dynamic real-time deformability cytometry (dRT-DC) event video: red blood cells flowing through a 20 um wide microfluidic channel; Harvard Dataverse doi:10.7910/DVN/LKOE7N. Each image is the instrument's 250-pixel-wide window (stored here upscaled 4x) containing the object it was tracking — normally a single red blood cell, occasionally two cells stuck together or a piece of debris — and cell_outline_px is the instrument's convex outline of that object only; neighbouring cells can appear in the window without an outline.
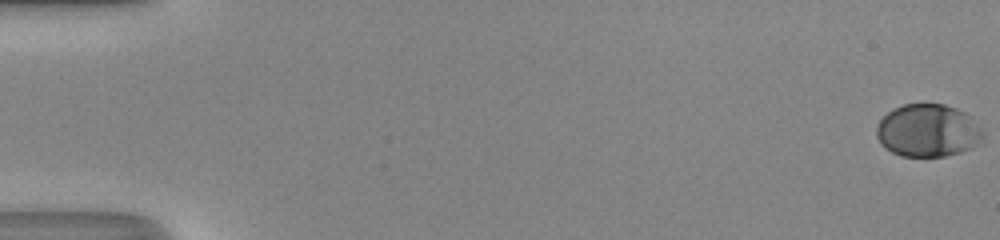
{"species": "human", "species_latin": "Homo sapiens", "temperature_condition": "room temperature", "stored_images_in_passage": 51, "camera_frame_rate_fps": 3000, "um_per_image_px": 0.085, "donor": {"sex": "male"}, "frame": {"image": 1, "passage_image": 1, "time_ms": 0.0, "image_size_px": [1000, 240], "cell_outline_px": [[984, 140], [980, 144], [972, 148], [960, 152], [944, 156], [900, 156], [884, 148], [880, 144], [876, 136], [876, 124], [892, 108], [904, 104], [944, 104], [956, 108], [964, 112], [984, 132]], "centroid_in_image_um": [78.85, 11.11], "position_along_channel_um": 6.1, "area_um2": 32.95}}
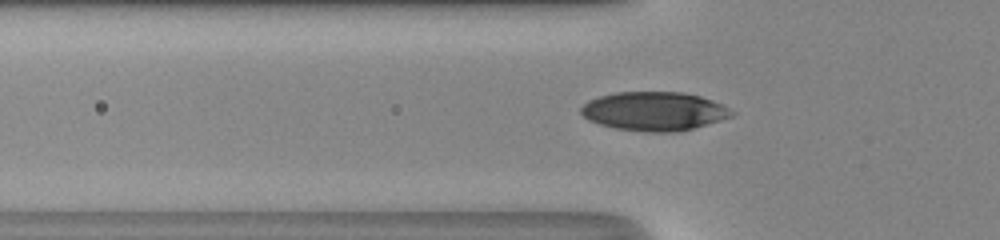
{"frame": {"image": 2, "passage_image": 19, "time_ms": 6.0, "image_size_px": [1000, 240], "cell_outline_px": [[736, 112], [732, 116], [720, 120], [692, 128], [676, 132], [648, 132], [616, 128], [600, 124], [588, 120], [580, 112], [580, 108], [588, 100], [600, 96], [616, 92], [684, 92], [700, 96], [712, 100]], "centroid_in_image_um": [55.59, 9.45], "position_along_channel_um": 70.2, "area_um2": 33.93}}
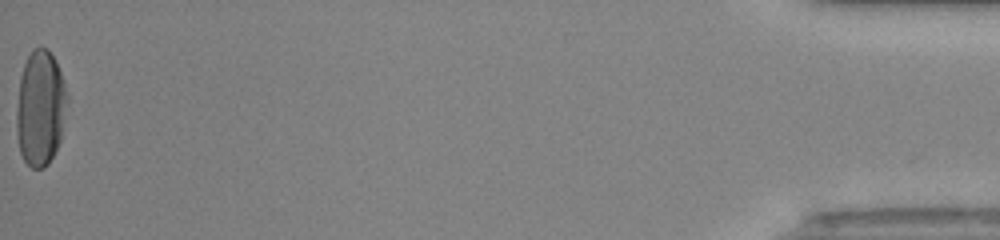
{"frame": {"image": 3, "passage_image": 51, "time_ms": 16.667, "image_size_px": [1000, 240], "cell_outline_px": [[68, 100], [60, 140], [48, 164], [44, 168], [32, 168], [24, 160], [20, 152], [16, 132], [16, 108], [20, 76], [24, 64], [32, 48], [40, 44], [48, 48], [60, 72], [68, 96]], "centroid_in_image_um": [3.41, 9.16], "position_along_channel_um": 431.8, "area_um2": 34.28}, "authors_computed_cell_mechanics": {"area_um2": 33.6396, "velocity_mm_per_s": 4.3149, "shape_relaxation_time_tau1_ms": 3.3507, "shape_relaxation_time_tau2_ms": null, "deformation_change_tau1": 0.1785, "deformation_change_tau2": null}}